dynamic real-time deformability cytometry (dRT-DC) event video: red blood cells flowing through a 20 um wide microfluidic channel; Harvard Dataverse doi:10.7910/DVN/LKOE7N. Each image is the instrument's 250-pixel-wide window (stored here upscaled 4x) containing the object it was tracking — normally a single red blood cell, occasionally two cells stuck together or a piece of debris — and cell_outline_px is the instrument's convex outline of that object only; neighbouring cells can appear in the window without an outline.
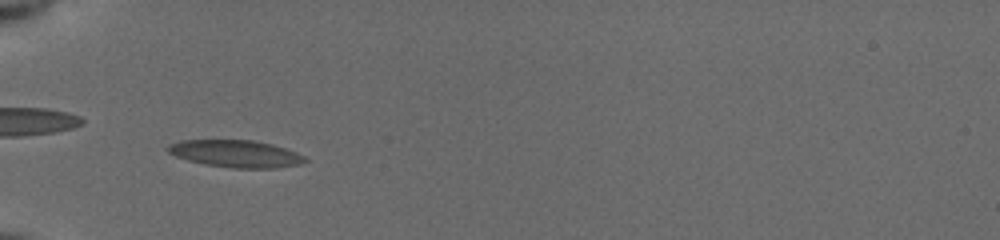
{"species": "common noctule bat (a hibernating species)", "species_latin": "Nyctalus noctula", "temperature_condition": "cold", "stored_images_in_passage": 37, "camera_frame_rate_fps": 3000, "um_per_image_px": 0.085, "animal": {"sex": "female", "body_mass_g": 19.5, "forearm_length_mm": 54.1}, "frame": {"image": 1, "passage_image": 6, "time_ms": 1.667, "image_size_px": [1000, 240], "cell_outline_px": [[308, 160], [300, 164], [276, 168], [232, 168], [204, 164], [188, 160], [176, 156], [168, 152], [164, 148], [168, 144], [180, 140], [252, 140], [272, 144], [296, 152], [304, 156]], "centroid_in_image_um": [20.01, 13.06], "position_along_channel_um": 65.0, "area_um2": 21.79}}
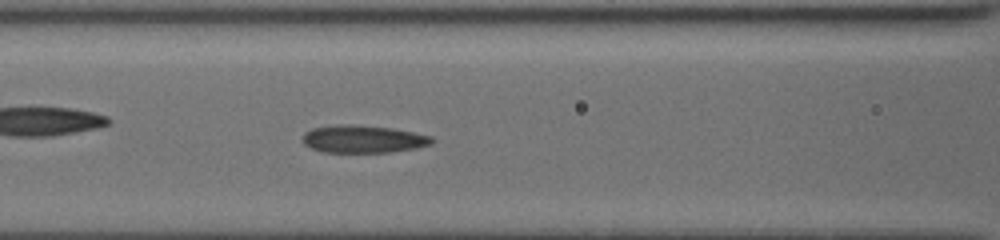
{"frame": {"image": 2, "passage_image": 12, "time_ms": 3.667, "image_size_px": [1000, 240], "cell_outline_px": [[436, 140], [432, 144], [416, 148], [392, 152], [320, 152], [304, 144], [304, 132], [312, 128], [336, 124], [352, 124], [392, 128], [432, 136]], "centroid_in_image_um": [30.89, 11.81], "position_along_channel_um": 135.7, "area_um2": 20.92}}
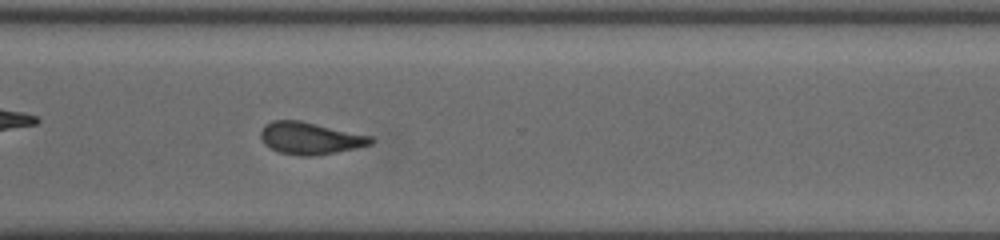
{"frame": {"image": 3, "passage_image": 28, "time_ms": 9.0, "image_size_px": [1000, 240], "cell_outline_px": [[376, 140], [372, 144], [356, 148], [336, 152], [312, 156], [300, 156], [280, 152], [264, 144], [260, 136], [260, 132], [264, 124], [272, 120], [300, 120], [372, 136]], "centroid_in_image_um": [26.37, 11.74], "position_along_channel_um": 344.2, "area_um2": 20.69}, "authors_computed_cell_mechanics": {"area_um2": 20.6924, "velocity_mm_per_s": 3.9068, "shape_relaxation_time_tau1_ms": null, "shape_relaxation_time_tau2_ms": 2.0586, "deformation_change_tau1": null, "deformation_change_tau2": 0.1059}}